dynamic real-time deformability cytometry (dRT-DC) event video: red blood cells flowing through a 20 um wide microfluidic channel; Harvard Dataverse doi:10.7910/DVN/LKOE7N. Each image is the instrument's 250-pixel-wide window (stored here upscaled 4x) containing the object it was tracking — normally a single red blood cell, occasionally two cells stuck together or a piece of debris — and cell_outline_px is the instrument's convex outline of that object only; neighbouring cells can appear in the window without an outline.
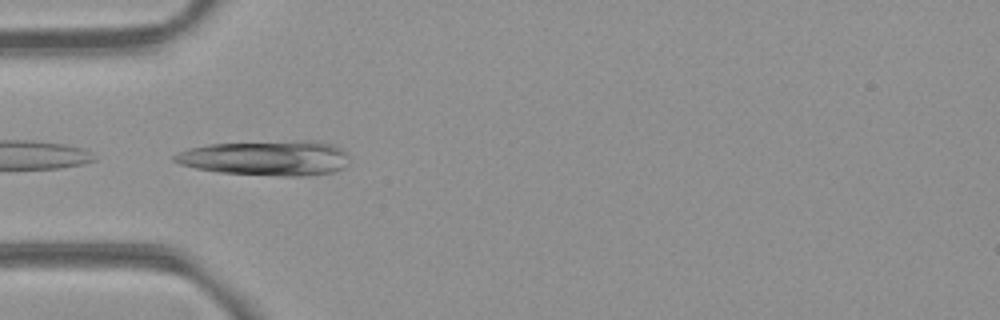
{"species": "common noctule bat (a hibernating species)", "species_latin": "Nyctalus noctula", "temperature_condition": "room temperature", "stored_images_in_passage": 23, "camera_frame_rate_fps": 3000, "um_per_image_px": 0.085, "animal": {"sex": "female", "body_mass_g": 21.9}, "frame": {"image": 1, "passage_image": 1, "time_ms": 0.0, "image_size_px": [1000, 320], "cell_outline_px": [[348, 164], [344, 168], [332, 172], [308, 176], [280, 176], [220, 172], [196, 168], [180, 164], [172, 160], [172, 156], [180, 152], [192, 148], [208, 144], [304, 140], [308, 140], [332, 144], [340, 148], [344, 152]], "centroid_in_image_um": [22.63, 13.43], "position_along_channel_um": 62.4, "area_um2": 35.49}}